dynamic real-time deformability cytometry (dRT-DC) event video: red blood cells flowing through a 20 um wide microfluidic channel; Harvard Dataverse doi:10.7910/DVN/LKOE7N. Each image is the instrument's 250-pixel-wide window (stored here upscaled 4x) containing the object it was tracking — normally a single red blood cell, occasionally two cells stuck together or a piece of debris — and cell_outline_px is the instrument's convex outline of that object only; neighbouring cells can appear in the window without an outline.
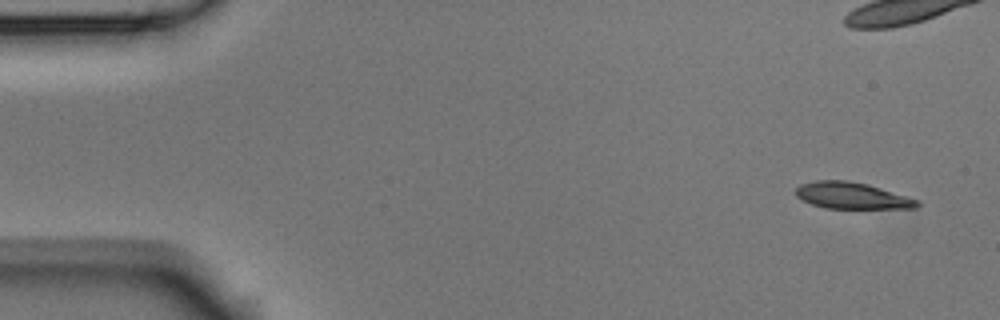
{"species": "Egyptian fruit bat (a non-hibernating species)", "species_latin": "Rousettus aegyptiacus", "temperature_condition": "room temperature", "stored_images_in_passage": 9, "camera_frame_rate_fps": 3000, "um_per_image_px": 0.085, "animal": {"sex": "male"}, "frame": {"image": 1, "passage_image": 1, "time_ms": 0.0, "image_size_px": [1000, 320], "cell_outline_px": [[920, 204], [916, 208], [824, 208], [800, 200], [796, 196], [796, 188], [800, 184], [816, 180], [848, 180], [868, 184], [920, 200]], "centroid_in_image_um": [72.4, 16.62], "position_along_channel_um": 12.6, "area_um2": 18.84}}
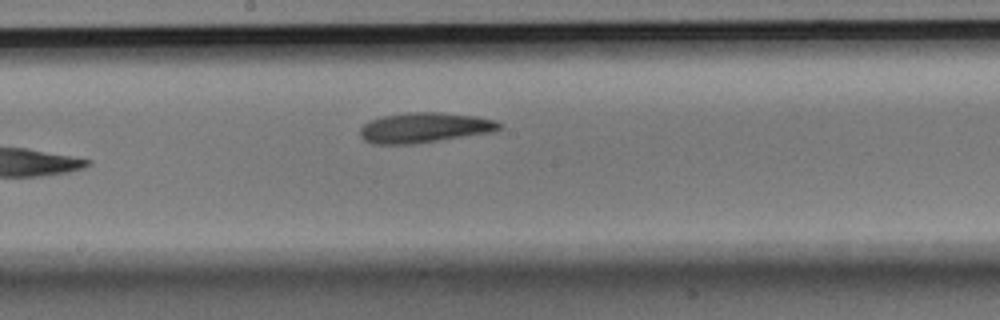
{"frame": {"image": 2, "passage_image": 9, "time_ms": 2.667, "image_size_px": [1000, 320], "cell_outline_px": [[500, 128], [492, 132], [412, 144], [372, 144], [364, 140], [360, 136], [360, 128], [368, 120], [380, 116], [408, 112], [440, 112], [476, 116], [496, 120], [500, 124]], "centroid_in_image_um": [36.02, 10.84], "position_along_channel_um": 212.2, "area_um2": 24.51}}